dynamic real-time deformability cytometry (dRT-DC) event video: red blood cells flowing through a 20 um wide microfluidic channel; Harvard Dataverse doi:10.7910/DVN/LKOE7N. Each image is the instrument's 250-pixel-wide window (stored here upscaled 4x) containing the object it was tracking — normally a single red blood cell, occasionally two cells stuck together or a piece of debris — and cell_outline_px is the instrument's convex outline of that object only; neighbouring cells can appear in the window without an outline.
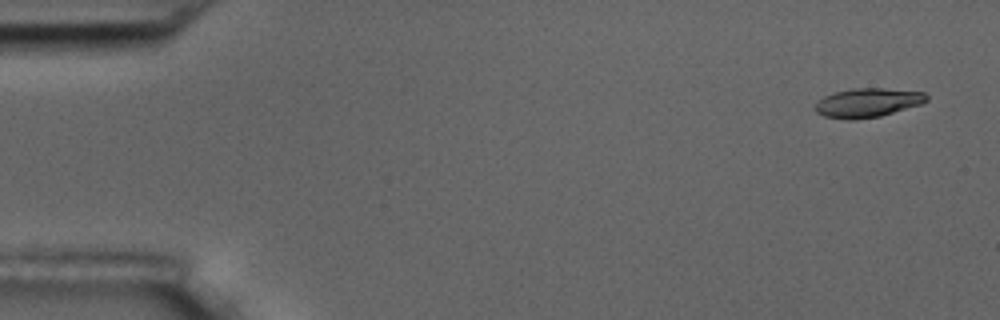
{"species": "common noctule bat (a hibernating species)", "species_latin": "Nyctalus noctula", "temperature_condition": "room temperature", "stored_images_in_passage": 5, "camera_frame_rate_fps": 3000, "um_per_image_px": 0.085, "animal": {"sex": "male", "body_mass_g": 17.5, "forearm_length_mm": 52.3}, "frame": {"image": 1, "passage_image": 1, "time_ms": 0.0, "image_size_px": [1000, 320], "cell_outline_px": [[928, 100], [920, 104], [880, 116], [856, 120], [848, 120], [824, 116], [816, 112], [816, 104], [824, 96], [836, 92], [852, 88], [884, 88], [924, 92], [928, 96]], "centroid_in_image_um": [73.75, 8.73], "position_along_channel_um": 11.2, "area_um2": 18.73}}
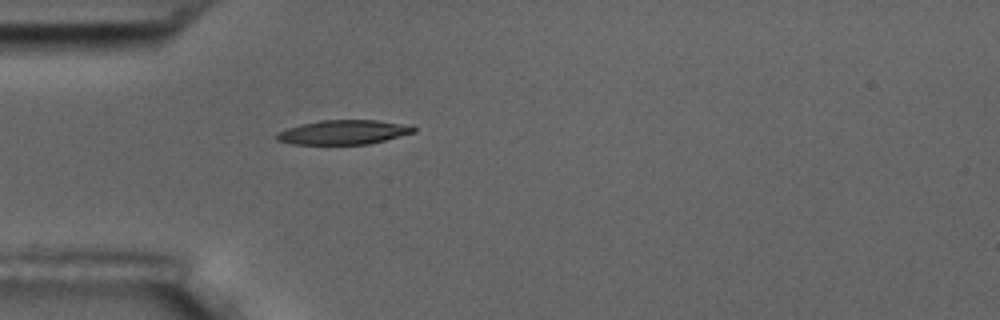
{"frame": {"image": 2, "passage_image": 5, "time_ms": 4.667, "image_size_px": [1000, 320], "cell_outline_px": [[416, 132], [368, 144], [292, 144], [276, 140], [276, 132], [300, 124], [320, 120], [376, 120], [412, 124], [416, 128]], "centroid_in_image_um": [29.22, 11.23], "position_along_channel_um": 55.8, "area_um2": 19.59}}